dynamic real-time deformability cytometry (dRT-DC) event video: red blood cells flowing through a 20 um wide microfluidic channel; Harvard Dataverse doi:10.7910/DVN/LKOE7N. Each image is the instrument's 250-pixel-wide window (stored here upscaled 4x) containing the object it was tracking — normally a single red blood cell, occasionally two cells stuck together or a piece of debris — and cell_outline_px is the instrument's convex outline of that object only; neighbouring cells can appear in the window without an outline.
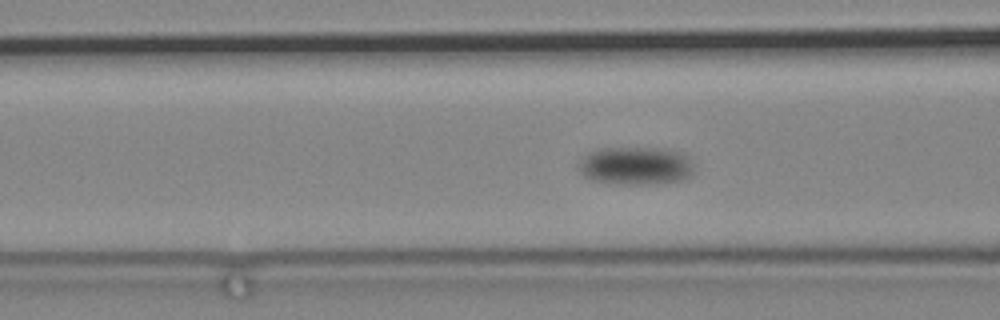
{"species": "common noctule bat (a hibernating species)", "species_latin": "Nyctalus noctula", "temperature_condition": "cold", "stored_images_in_passage": 104, "camera_frame_rate_fps": 3000, "um_per_image_px": 0.085, "animal": {"sex": "male", "body_mass_g": 19.2, "forearm_length_mm": 51.8}, "frame": {"image": 1, "passage_image": 52, "time_ms": 17.0, "image_size_px": [1000, 320], "cell_outline_px": [[692, 176], [680, 180], [652, 184], [624, 184], [592, 180], [584, 176], [576, 168], [576, 164], [588, 152], [596, 148], [656, 148], [680, 152], [688, 156], [692, 164]], "centroid_in_image_um": [53.98, 14.08], "position_along_channel_um": 112.6, "area_um2": 25.72}}
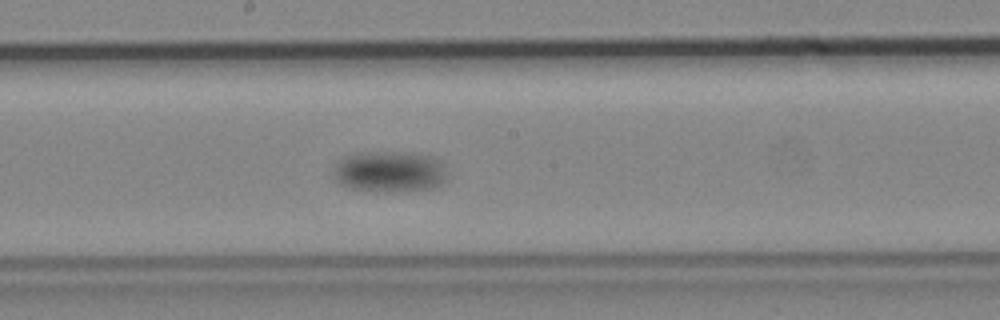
{"frame": {"image": 2, "passage_image": 65, "time_ms": 21.333, "image_size_px": [1000, 320], "cell_outline_px": [[448, 180], [436, 188], [384, 192], [376, 192], [352, 188], [340, 184], [336, 180], [332, 172], [336, 160], [344, 156], [356, 152], [404, 152], [432, 156], [440, 164]], "centroid_in_image_um": [33.05, 14.59], "position_along_channel_um": 215.2, "area_um2": 27.51}}
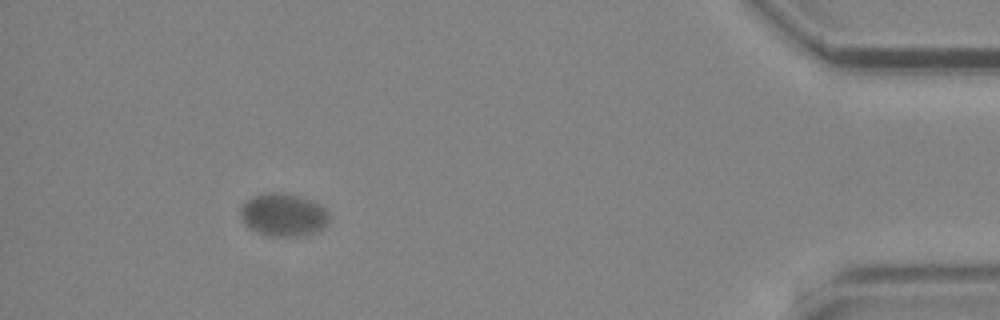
{"frame": {"image": 3, "passage_image": 97, "time_ms": 32.0, "image_size_px": [1000, 320], "cell_outline_px": [[328, 224], [324, 228], [316, 232], [292, 236], [268, 236], [248, 228], [244, 224], [240, 216], [240, 208], [252, 196], [260, 192], [276, 192], [300, 196], [312, 200], [320, 204], [328, 212]], "centroid_in_image_um": [24.07, 18.25], "position_along_channel_um": 411.1, "area_um2": 22.31}}